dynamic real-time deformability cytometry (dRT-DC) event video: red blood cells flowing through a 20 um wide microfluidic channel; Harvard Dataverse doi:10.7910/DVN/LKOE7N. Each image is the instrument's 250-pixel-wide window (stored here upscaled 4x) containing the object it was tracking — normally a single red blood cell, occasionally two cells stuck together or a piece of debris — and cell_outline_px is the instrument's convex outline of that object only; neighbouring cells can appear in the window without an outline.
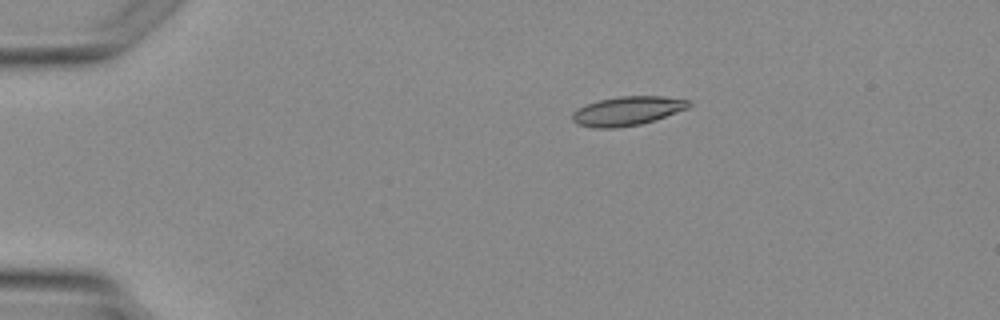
{"species": "Egyptian fruit bat (a non-hibernating species)", "species_latin": "Rousettus aegyptiacus", "temperature_condition": "warm", "stored_images_in_passage": 2, "camera_frame_rate_fps": 3000, "um_per_image_px": 0.085, "animal": {"sex": "female"}, "frame": {"image": 1, "passage_image": 1, "time_ms": 0.0, "image_size_px": [1000, 320], "cell_outline_px": [[692, 104], [688, 108], [640, 124], [616, 128], [596, 128], [576, 124], [572, 120], [572, 112], [576, 108], [600, 100], [620, 96], [660, 96], [688, 100]], "centroid_in_image_um": [53.27, 9.43], "position_along_channel_um": 31.7, "area_um2": 19.48}}